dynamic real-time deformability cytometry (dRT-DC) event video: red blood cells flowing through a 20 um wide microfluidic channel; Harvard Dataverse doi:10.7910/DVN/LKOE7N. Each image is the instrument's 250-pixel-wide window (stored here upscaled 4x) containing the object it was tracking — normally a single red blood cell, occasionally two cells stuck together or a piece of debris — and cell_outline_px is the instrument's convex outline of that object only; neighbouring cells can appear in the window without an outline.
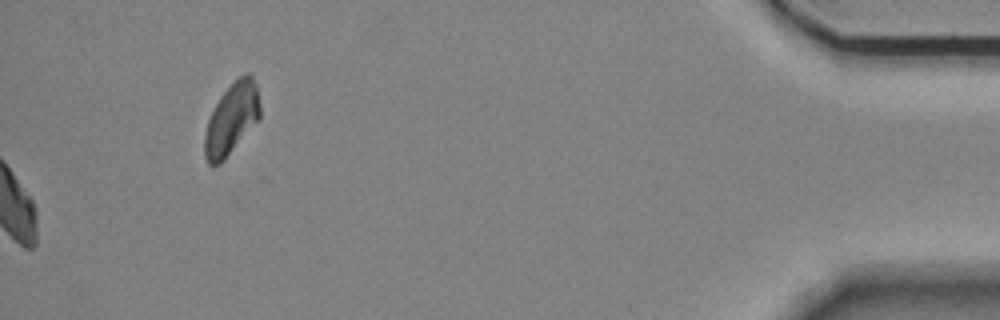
{"species": "Egyptian fruit bat (a non-hibernating species)", "species_latin": "Rousettus aegyptiacus", "temperature_condition": "room temperature", "stored_images_in_passage": 57, "camera_frame_rate_fps": 3000, "um_per_image_px": 0.085, "animal": {"sex": "female"}, "frame": {"image": 1, "passage_image": 57, "time_ms": 18.667, "image_size_px": [1000, 320], "cell_outline_px": [[260, 116], [224, 160], [220, 164], [208, 164], [204, 156], [204, 136], [208, 120], [220, 96], [240, 76], [248, 72], [252, 72], [256, 84], [260, 104]], "centroid_in_image_um": [19.68, 10.09], "position_along_channel_um": 415.5, "area_um2": 22.6}, "authors_computed_cell_mechanics": {"area_um2": 22.542, "velocity_mm_per_s": 3.5468, "shape_relaxation_time_tau1_ms": 8.548, "shape_relaxation_time_tau2_ms": null, "deformation_change_tau1": 0.1783, "deformation_change_tau2": null}}